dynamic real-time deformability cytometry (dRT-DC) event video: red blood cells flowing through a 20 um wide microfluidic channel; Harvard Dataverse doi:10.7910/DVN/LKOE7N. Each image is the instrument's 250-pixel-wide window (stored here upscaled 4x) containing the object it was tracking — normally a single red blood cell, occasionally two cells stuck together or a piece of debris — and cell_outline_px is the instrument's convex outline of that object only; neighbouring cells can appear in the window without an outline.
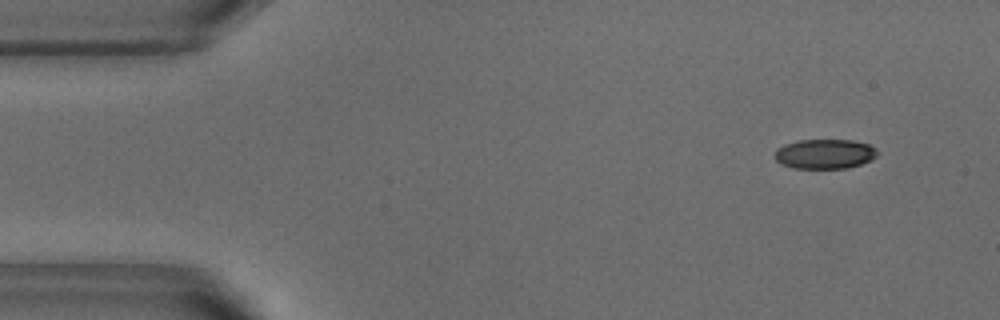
{"species": "common noctule bat (a hibernating species)", "species_latin": "Nyctalus noctula", "temperature_condition": "warm", "stored_images_in_passage": 49, "camera_frame_rate_fps": 3000, "um_per_image_px": 0.085, "animal": {"sex": "male", "body_mass_g": 18.8}, "frame": {"image": 1, "passage_image": 1, "time_ms": 0.0, "image_size_px": [1000, 320], "cell_outline_px": [[876, 156], [872, 160], [848, 168], [792, 168], [780, 164], [772, 156], [776, 148], [784, 144], [800, 140], [852, 140], [868, 144], [876, 148]], "centroid_in_image_um": [70.05, 13.09], "position_along_channel_um": 14.9, "area_um2": 17.92}}
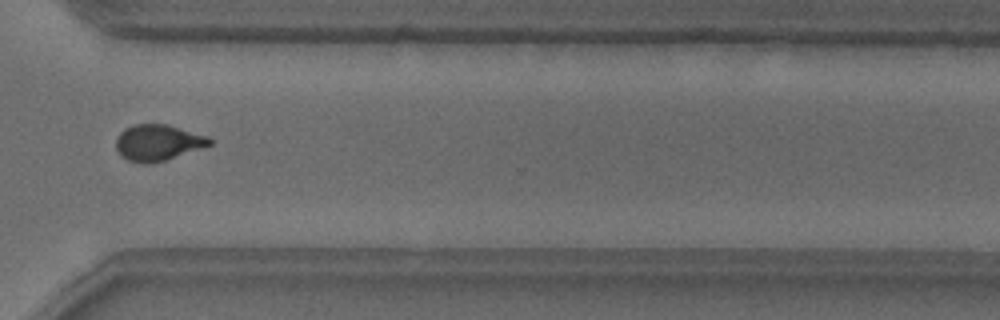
{"frame": {"image": 2, "passage_image": 35, "time_ms": 11.333, "image_size_px": [1000, 320], "cell_outline_px": [[212, 144], [164, 160], [148, 164], [144, 164], [128, 160], [120, 156], [116, 148], [116, 136], [124, 128], [132, 124], [168, 124], [208, 136], [212, 140]], "centroid_in_image_um": [13.38, 12.1], "position_along_channel_um": 357.2, "area_um2": 19.71}}
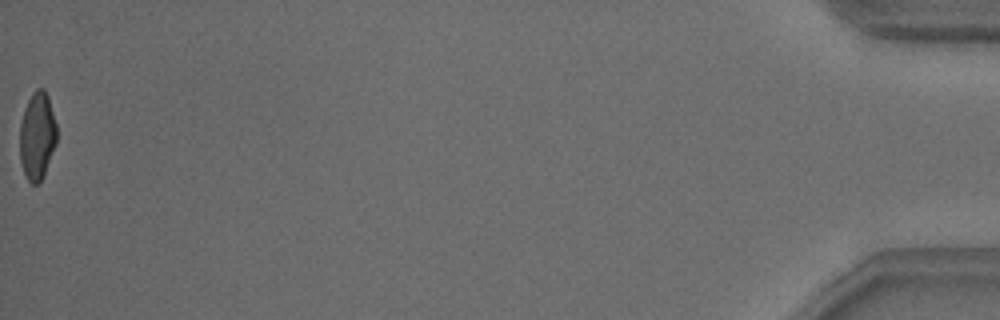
{"frame": {"image": 3, "passage_image": 49, "time_ms": 16.0, "image_size_px": [1000, 320], "cell_outline_px": [[56, 144], [44, 176], [36, 184], [32, 184], [28, 180], [24, 172], [20, 160], [20, 124], [24, 108], [32, 92], [36, 88], [44, 88], [48, 96], [56, 124]], "centroid_in_image_um": [3.16, 11.53], "position_along_channel_um": 432.0, "area_um2": 18.9}, "authors_computed_cell_mechanics": {"area_um2": 19.7098, "velocity_mm_per_s": 3.8416, "shape_relaxation_time_tau1_ms": 4.4734, "shape_relaxation_time_tau2_ms": 1.1869, "deformation_change_tau1": 0.172, "deformation_change_tau2": 0.069}}